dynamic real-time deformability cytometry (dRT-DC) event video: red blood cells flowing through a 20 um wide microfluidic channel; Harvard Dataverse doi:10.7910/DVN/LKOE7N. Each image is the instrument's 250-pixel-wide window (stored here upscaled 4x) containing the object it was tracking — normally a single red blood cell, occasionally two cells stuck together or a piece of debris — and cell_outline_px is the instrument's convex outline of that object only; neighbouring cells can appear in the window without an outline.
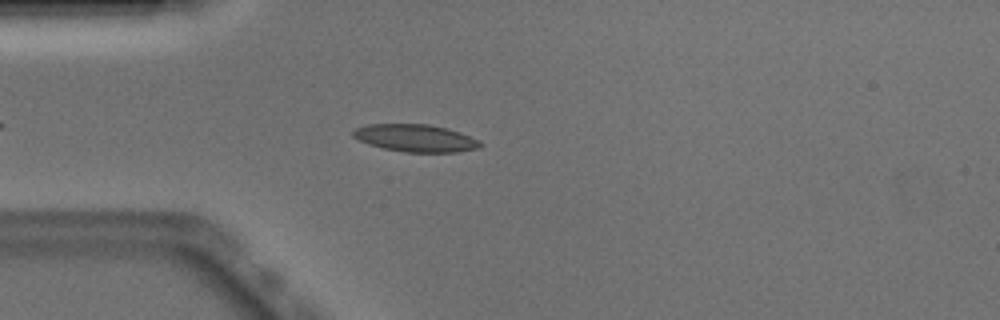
{"species": "Egyptian fruit bat (a non-hibernating species)", "species_latin": "Rousettus aegyptiacus", "temperature_condition": "warm", "stored_images_in_passage": 46, "camera_frame_rate_fps": 3000, "um_per_image_px": 0.085, "animal": {"sex": "male"}, "frame": {"image": 1, "passage_image": 9, "time_ms": 2.667, "image_size_px": [1000, 320], "cell_outline_px": [[484, 144], [476, 148], [456, 152], [404, 152], [384, 148], [368, 144], [352, 136], [352, 132], [356, 128], [368, 124], [428, 124], [460, 132], [480, 140]], "centroid_in_image_um": [35.32, 11.74], "position_along_channel_um": 49.7, "area_um2": 20.17}}
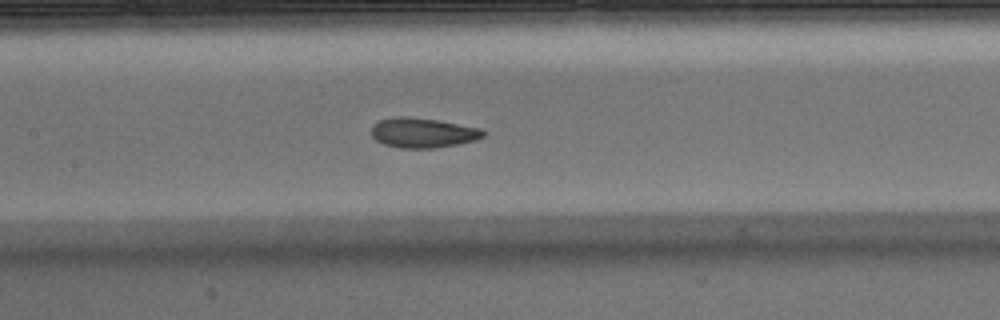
{"frame": {"image": 2, "passage_image": 19, "time_ms": 6.0, "image_size_px": [1000, 320], "cell_outline_px": [[488, 132], [484, 136], [476, 140], [436, 148], [400, 148], [384, 144], [376, 140], [372, 136], [372, 124], [380, 120], [396, 116], [408, 116], [436, 120], [480, 128]], "centroid_in_image_um": [35.94, 11.28], "position_along_channel_um": 171.5, "area_um2": 19.48}}
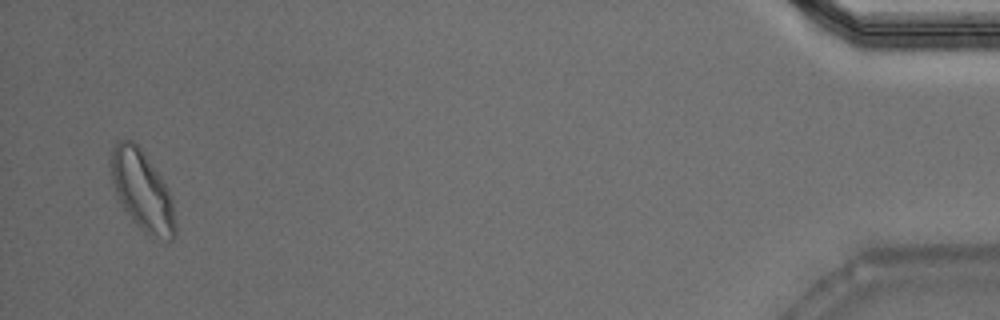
{"frame": {"image": 3, "passage_image": 45, "time_ms": 14.667, "image_size_px": [1000, 320], "cell_outline_px": [[176, 232], [172, 240], [168, 240], [144, 232], [136, 224], [116, 200], [112, 180], [112, 148], [116, 140], [132, 140], [140, 148], [160, 176], [168, 188], [172, 200], [176, 224]], "centroid_in_image_um": [12.08, 16.22], "position_along_channel_um": 423.1, "area_um2": 29.65}, "authors_computed_cell_mechanics": {"area_um2": 19.9988, "velocity_mm_per_s": 3.8969, "shape_relaxation_time_tau1_ms": 3.3872, "shape_relaxation_time_tau2_ms": 1.7809, "deformation_change_tau1": 0.1427, "deformation_change_tau2": 0.0832}}